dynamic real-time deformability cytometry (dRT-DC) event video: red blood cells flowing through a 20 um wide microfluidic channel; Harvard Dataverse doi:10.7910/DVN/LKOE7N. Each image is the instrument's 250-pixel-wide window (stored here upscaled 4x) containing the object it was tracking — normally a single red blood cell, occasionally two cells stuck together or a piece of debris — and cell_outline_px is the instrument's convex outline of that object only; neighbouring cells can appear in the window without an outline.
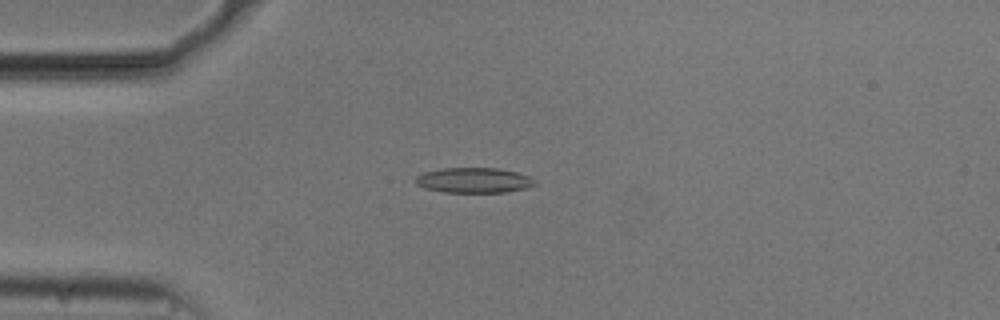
{"species": "common noctule bat (a hibernating species)", "species_latin": "Nyctalus noctula", "temperature_condition": "cold", "stored_images_in_passage": 54, "camera_frame_rate_fps": 3000, "um_per_image_px": 0.085, "animal": {"sex": "male", "body_mass_g": 20.5, "forearm_length_mm": 52.5}, "frame": {"image": 1, "passage_image": 14, "time_ms": 4.333, "image_size_px": [1000, 320], "cell_outline_px": [[536, 184], [524, 188], [508, 192], [444, 192], [424, 188], [416, 184], [416, 176], [424, 172], [440, 168], [496, 168], [516, 172], [528, 176], [536, 180]], "centroid_in_image_um": [40.26, 15.32], "position_along_channel_um": 44.7, "area_um2": 17.46}}
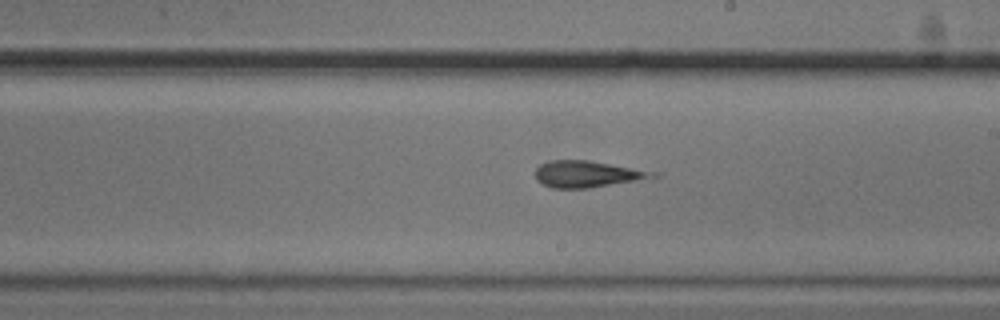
{"frame": {"image": 2, "passage_image": 31, "time_ms": 10.0, "image_size_px": [1000, 320], "cell_outline_px": [[664, 172], [660, 176], [588, 188], [552, 188], [536, 180], [536, 168], [540, 164], [548, 160], [588, 160]], "centroid_in_image_um": [49.98, 14.78], "position_along_channel_um": 239.0, "area_um2": 18.32}}
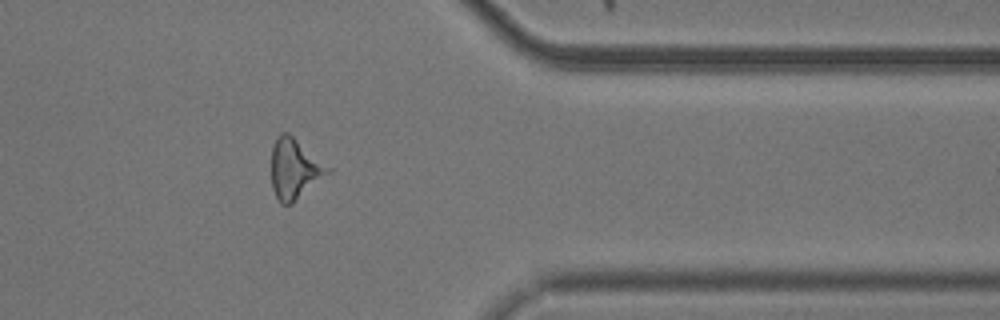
{"frame": {"image": 3, "passage_image": 44, "time_ms": 14.333, "image_size_px": [1000, 320], "cell_outline_px": [[332, 172], [292, 204], [280, 204], [272, 188], [272, 144], [276, 136], [280, 132], [288, 132], [332, 168]], "centroid_in_image_um": [25.06, 14.34], "position_along_channel_um": 386.3, "area_um2": 20.11}, "authors_computed_cell_mechanics": {"area_um2": 18.0914, "velocity_mm_per_s": 3.7484, "shape_relaxation_time_tau1_ms": null, "shape_relaxation_time_tau2_ms": 1.5505, "deformation_change_tau1": null, "deformation_change_tau2": 0.0941}}